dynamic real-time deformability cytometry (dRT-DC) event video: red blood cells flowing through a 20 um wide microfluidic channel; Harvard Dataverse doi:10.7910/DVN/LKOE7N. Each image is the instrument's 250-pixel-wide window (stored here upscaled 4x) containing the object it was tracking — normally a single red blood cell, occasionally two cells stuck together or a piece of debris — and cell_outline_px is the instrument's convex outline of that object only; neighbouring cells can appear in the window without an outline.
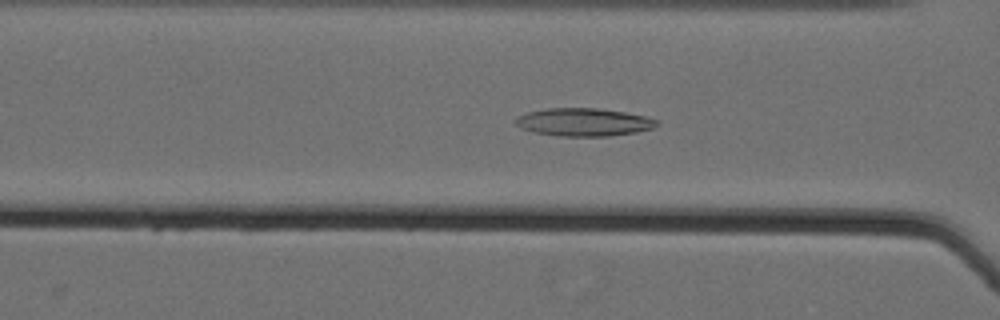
{"species": "Egyptian fruit bat (a non-hibernating species)", "species_latin": "Rousettus aegyptiacus", "temperature_condition": "cold", "stored_images_in_passage": 62, "camera_frame_rate_fps": 3000, "um_per_image_px": 0.085, "animal": {"sex": "female"}, "frame": {"image": 1, "passage_image": 30, "time_ms": 9.667, "image_size_px": [1000, 320], "cell_outline_px": [[660, 124], [652, 128], [636, 132], [608, 136], [556, 136], [532, 132], [520, 128], [516, 124], [516, 116], [528, 112], [544, 108], [600, 108], [624, 112], [644, 116], [660, 120]], "centroid_in_image_um": [49.6, 10.38], "position_along_channel_um": 117.0, "area_um2": 23.18}}
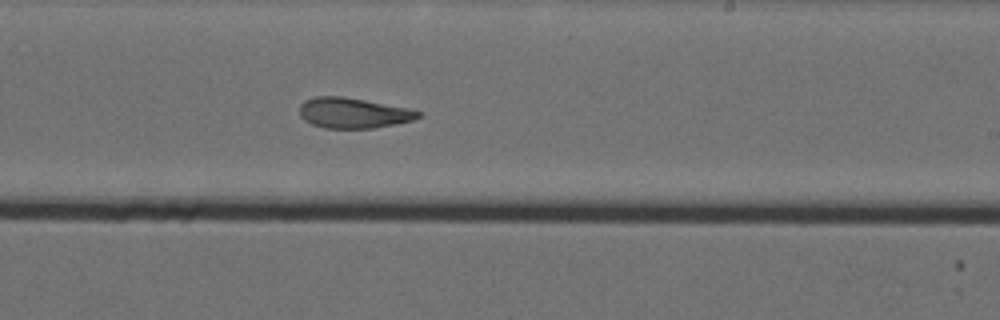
{"frame": {"image": 2, "passage_image": 42, "time_ms": 13.667, "image_size_px": [1000, 320], "cell_outline_px": [[420, 116], [412, 120], [396, 124], [372, 128], [324, 128], [312, 124], [304, 120], [300, 116], [300, 104], [304, 100], [316, 96], [344, 96], [408, 108], [420, 112]], "centroid_in_image_um": [29.99, 9.59], "position_along_channel_um": 259.0, "area_um2": 20.98}}
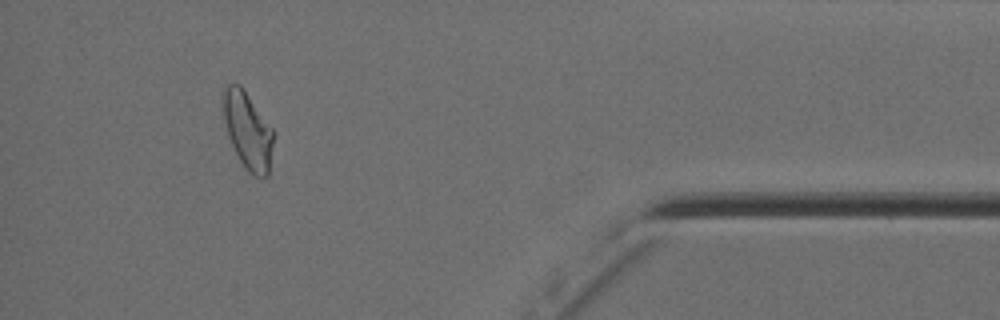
{"frame": {"image": 3, "passage_image": 58, "time_ms": 19.0, "image_size_px": [1000, 320], "cell_outline_px": [[276, 132], [268, 176], [264, 180], [252, 176], [244, 168], [228, 136], [220, 104], [224, 88], [228, 84], [240, 84]], "centroid_in_image_um": [21.08, 11.12], "position_along_channel_um": 414.1, "area_um2": 23.29}, "authors_computed_cell_mechanics": {"area_um2": 23.3801, "velocity_mm_per_s": 3.5443, "shape_relaxation_time_tau1_ms": 6.9227, "shape_relaxation_time_tau2_ms": 3.5925, "deformation_change_tau1": 0.1981, "deformation_change_tau2": 0.121}}